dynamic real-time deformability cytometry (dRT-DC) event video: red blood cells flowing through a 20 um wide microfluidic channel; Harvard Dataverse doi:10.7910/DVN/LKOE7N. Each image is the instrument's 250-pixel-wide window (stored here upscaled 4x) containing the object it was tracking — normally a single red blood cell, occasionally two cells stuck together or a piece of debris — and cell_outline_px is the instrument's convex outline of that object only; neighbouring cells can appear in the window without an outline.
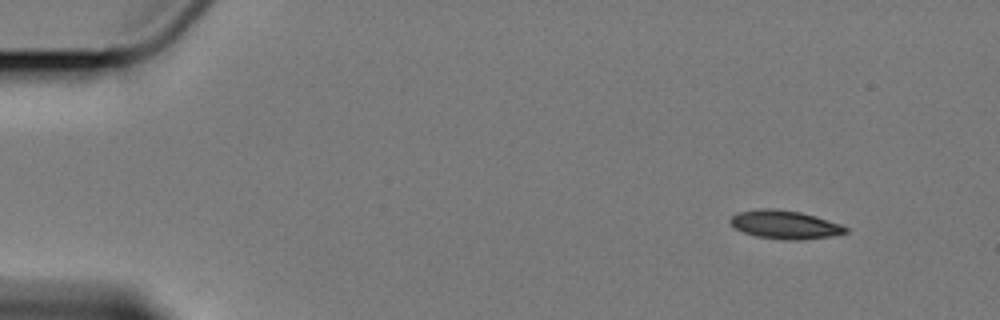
{"species": "Egyptian fruit bat (a non-hibernating species)", "species_latin": "Rousettus aegyptiacus", "temperature_condition": "cold", "stored_images_in_passage": 11, "camera_frame_rate_fps": 3000, "um_per_image_px": 0.085, "animal": {"sex": "female"}, "frame": {"image": 1, "passage_image": 1, "time_ms": 0.0, "image_size_px": [1000, 320], "cell_outline_px": [[848, 232], [832, 236], [800, 240], [784, 240], [756, 236], [744, 232], [736, 228], [728, 220], [736, 212], [760, 208], [776, 208], [800, 212], [816, 216], [840, 224], [848, 228]], "centroid_in_image_um": [66.71, 19.09], "position_along_channel_um": 18.3, "area_um2": 19.19}}
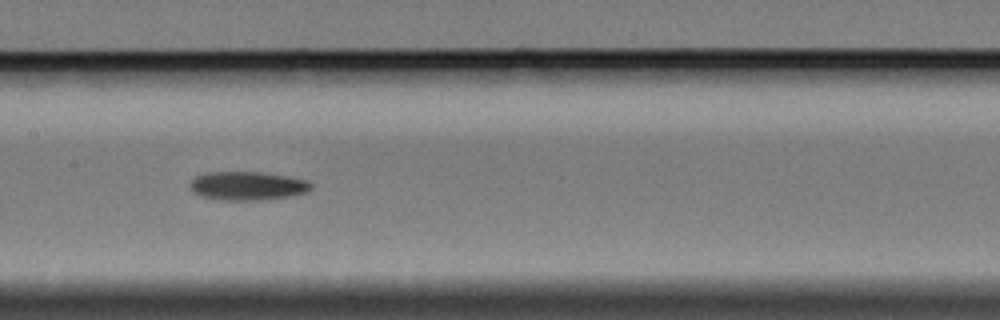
{"frame": {"image": 2, "passage_image": 7, "time_ms": 8.0, "image_size_px": [1000, 320], "cell_outline_px": [[312, 188], [308, 192], [288, 196], [260, 200], [216, 200], [200, 196], [192, 192], [188, 188], [188, 184], [196, 176], [208, 172], [260, 172], [288, 176], [308, 180], [312, 184]], "centroid_in_image_um": [21.0, 15.8], "position_along_channel_um": 186.4, "area_um2": 20.46}}
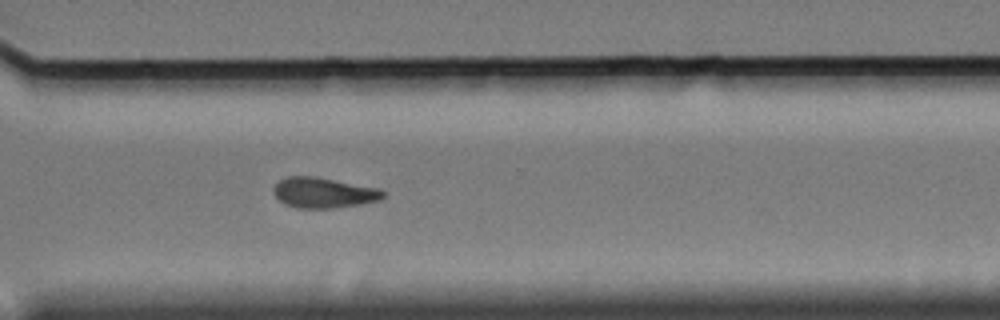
{"frame": {"image": 3, "passage_image": 11, "time_ms": 12.667, "image_size_px": [1000, 320], "cell_outline_px": [[388, 196], [380, 200], [360, 204], [336, 208], [296, 208], [284, 204], [272, 192], [272, 188], [280, 180], [288, 176], [316, 176], [380, 188]], "centroid_in_image_um": [27.53, 16.38], "position_along_channel_um": 343.1, "area_um2": 19.71}}